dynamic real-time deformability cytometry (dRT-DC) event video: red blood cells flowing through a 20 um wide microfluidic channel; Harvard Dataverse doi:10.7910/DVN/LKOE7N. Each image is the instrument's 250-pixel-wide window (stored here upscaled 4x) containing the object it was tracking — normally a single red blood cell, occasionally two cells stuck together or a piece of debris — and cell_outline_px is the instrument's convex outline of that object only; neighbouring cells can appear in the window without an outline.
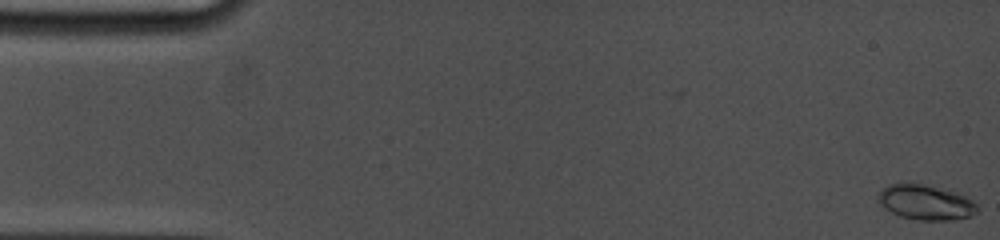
{"species": "common noctule bat (a hibernating species)", "species_latin": "Nyctalus noctula", "temperature_condition": "cold", "stored_images_in_passage": 48, "camera_frame_rate_fps": 5000, "um_per_image_px": 0.085, "animal": {"sex": "female", "body_mass_g": 19.0, "forearm_length_mm": 53.3}, "frame": {"image": 1, "passage_image": 1, "time_ms": 0.0, "image_size_px": [1000, 240], "cell_outline_px": [[980, 208], [976, 212], [968, 216], [952, 220], [916, 220], [900, 216], [884, 208], [880, 204], [876, 196], [880, 188], [888, 184], [904, 180], [908, 180], [956, 192], [972, 200]], "centroid_in_image_um": [78.6, 17.15], "position_along_channel_um": 6.4, "area_um2": 20.81}}
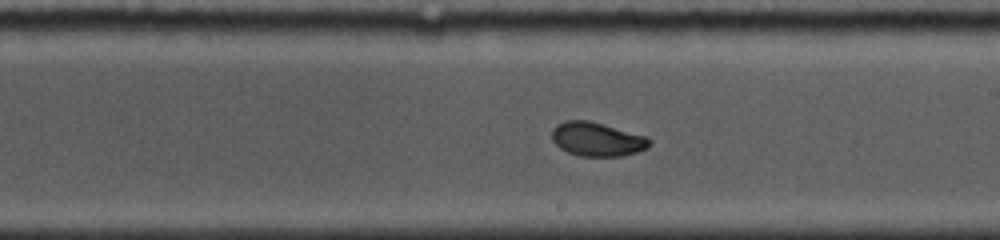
{"frame": {"image": 2, "passage_image": 33, "time_ms": 9.8, "image_size_px": [1000, 240], "cell_outline_px": [[652, 140], [648, 148], [636, 152], [620, 156], [580, 156], [568, 152], [560, 148], [552, 140], [552, 128], [556, 124], [564, 120], [588, 120], [604, 124], [648, 136]], "centroid_in_image_um": [50.76, 11.82], "position_along_channel_um": 238.2, "area_um2": 19.48}}
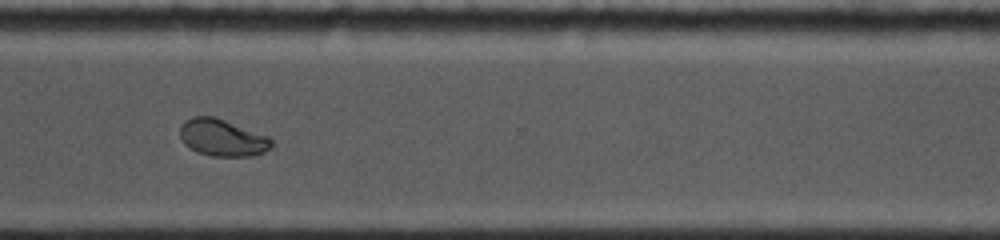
{"frame": {"image": 3, "passage_image": 47, "time_ms": 12.8, "image_size_px": [1000, 240], "cell_outline_px": [[272, 144], [264, 152], [248, 156], [212, 156], [196, 152], [188, 148], [184, 144], [180, 136], [180, 124], [192, 116], [212, 116], [224, 120], [268, 136], [272, 140]], "centroid_in_image_um": [18.84, 11.71], "position_along_channel_um": 351.8, "area_um2": 19.59}}